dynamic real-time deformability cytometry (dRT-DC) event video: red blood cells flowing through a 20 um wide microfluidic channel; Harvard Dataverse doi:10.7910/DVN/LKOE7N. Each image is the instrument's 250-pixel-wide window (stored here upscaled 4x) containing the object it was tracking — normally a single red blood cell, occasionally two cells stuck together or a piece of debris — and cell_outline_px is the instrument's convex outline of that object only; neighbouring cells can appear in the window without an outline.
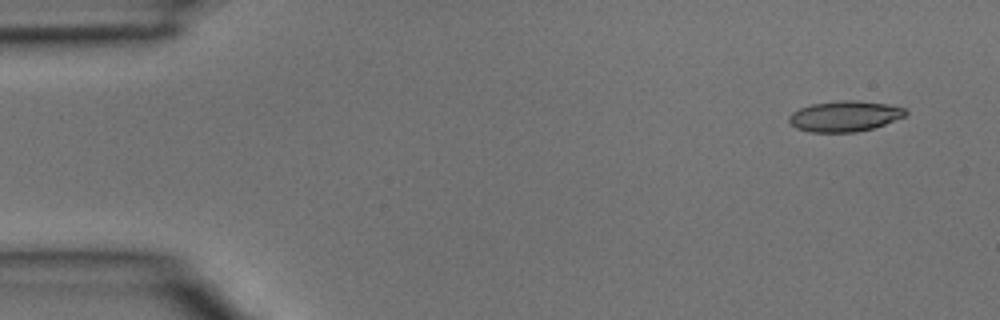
{"species": "common noctule bat (a hibernating species)", "species_latin": "Nyctalus noctula", "temperature_condition": "room temperature", "stored_images_in_passage": 3, "camera_frame_rate_fps": 3000, "um_per_image_px": 0.085, "animal": {"sex": "male", "body_mass_g": 15.6}, "frame": {"image": 1, "passage_image": 1, "time_ms": 0.0, "image_size_px": [1000, 320], "cell_outline_px": [[908, 112], [904, 116], [884, 124], [872, 128], [856, 132], [812, 132], [796, 128], [788, 120], [788, 116], [792, 112], [800, 108], [812, 104], [840, 100], [856, 100], [888, 104], [904, 108]], "centroid_in_image_um": [71.78, 9.87], "position_along_channel_um": 13.2, "area_um2": 20.69}}